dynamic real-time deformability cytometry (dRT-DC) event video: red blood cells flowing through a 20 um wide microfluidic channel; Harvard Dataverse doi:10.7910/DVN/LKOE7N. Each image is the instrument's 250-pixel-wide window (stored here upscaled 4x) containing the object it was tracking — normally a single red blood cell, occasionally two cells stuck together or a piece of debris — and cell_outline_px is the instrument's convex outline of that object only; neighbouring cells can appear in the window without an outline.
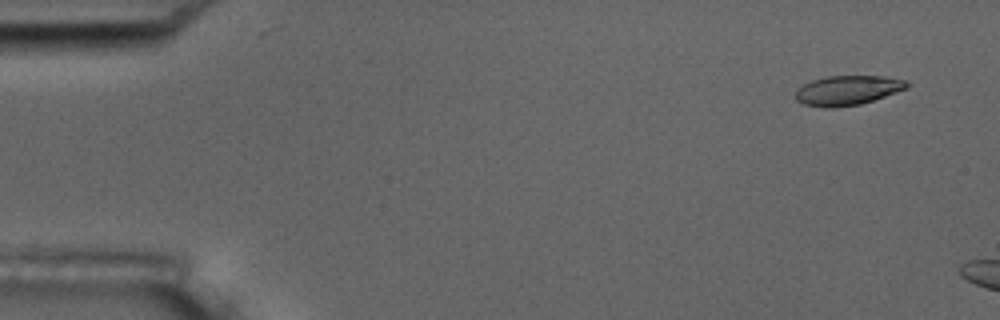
{"species": "common noctule bat (a hibernating species)", "species_latin": "Nyctalus noctula", "temperature_condition": "room temperature", "stored_images_in_passage": 3, "camera_frame_rate_fps": 3000, "um_per_image_px": 0.085, "animal": {"sex": "male", "body_mass_g": 17.5, "forearm_length_mm": 52.3}, "frame": {"image": 1, "passage_image": 1, "time_ms": 0.0, "image_size_px": [1000, 320], "cell_outline_px": [[908, 88], [860, 104], [832, 108], [828, 108], [804, 104], [796, 100], [796, 88], [812, 80], [828, 76], [884, 76], [908, 80]], "centroid_in_image_um": [72.04, 7.67], "position_along_channel_um": 13.0, "area_um2": 19.13}}